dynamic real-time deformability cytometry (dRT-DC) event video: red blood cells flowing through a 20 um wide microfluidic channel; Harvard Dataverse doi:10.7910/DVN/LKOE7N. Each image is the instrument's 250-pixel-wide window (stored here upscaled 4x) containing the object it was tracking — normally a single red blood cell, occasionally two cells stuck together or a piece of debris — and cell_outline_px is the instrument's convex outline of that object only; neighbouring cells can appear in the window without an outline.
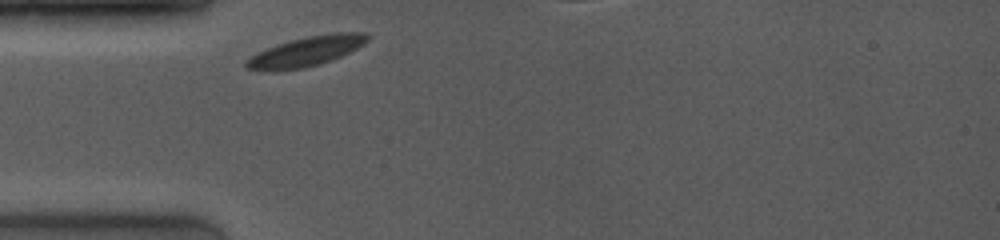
{"species": "common noctule bat (a hibernating species)", "species_latin": "Nyctalus noctula", "temperature_condition": "room temperature", "stored_images_in_passage": 19, "camera_frame_rate_fps": 4000, "um_per_image_px": 0.085, "animal": {"sex": "female", "body_mass_g": 19.0, "forearm_length_mm": 53.3}, "frame": {"image": 1, "passage_image": 1, "time_ms": 0.0, "image_size_px": [1000, 240], "cell_outline_px": [[372, 36], [364, 44], [340, 56], [320, 64], [304, 68], [244, 68], [244, 60], [256, 52], [276, 44], [308, 36], [336, 32], [368, 32]], "centroid_in_image_um": [26.1, 4.31], "position_along_channel_um": 58.9, "area_um2": 20.46}}
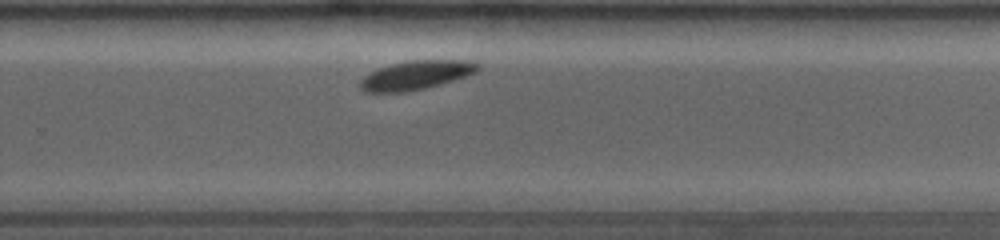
{"frame": {"image": 2, "passage_image": 14, "time_ms": 6.25, "image_size_px": [1000, 240], "cell_outline_px": [[480, 68], [476, 72], [440, 84], [408, 92], [364, 92], [360, 88], [360, 80], [364, 76], [380, 68], [392, 64], [412, 60], [472, 60], [480, 64]], "centroid_in_image_um": [35.38, 6.38], "position_along_channel_um": 294.4, "area_um2": 19.65}}
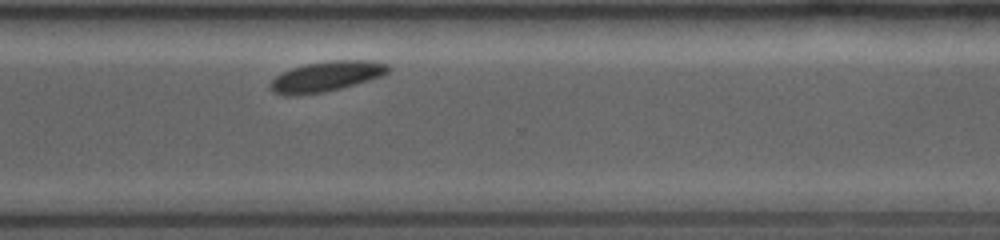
{"frame": {"image": 3, "passage_image": 16, "time_ms": 7.5, "image_size_px": [1000, 240], "cell_outline_px": [[392, 68], [388, 72], [380, 76], [368, 80], [340, 88], [324, 92], [296, 96], [288, 96], [272, 92], [272, 80], [276, 76], [292, 68], [304, 64], [332, 60], [372, 60], [388, 64]], "centroid_in_image_um": [27.76, 6.49], "position_along_channel_um": 342.8, "area_um2": 20.63}, "authors_computed_cell_mechanics": {"area_um2": 20.4612, "velocity_mm_per_s": 3.8243, "shape_relaxation_time_tau1_ms": 6.2836, "shape_relaxation_time_tau2_ms": null, "deformation_change_tau1": 0.0773, "deformation_change_tau2": null}}